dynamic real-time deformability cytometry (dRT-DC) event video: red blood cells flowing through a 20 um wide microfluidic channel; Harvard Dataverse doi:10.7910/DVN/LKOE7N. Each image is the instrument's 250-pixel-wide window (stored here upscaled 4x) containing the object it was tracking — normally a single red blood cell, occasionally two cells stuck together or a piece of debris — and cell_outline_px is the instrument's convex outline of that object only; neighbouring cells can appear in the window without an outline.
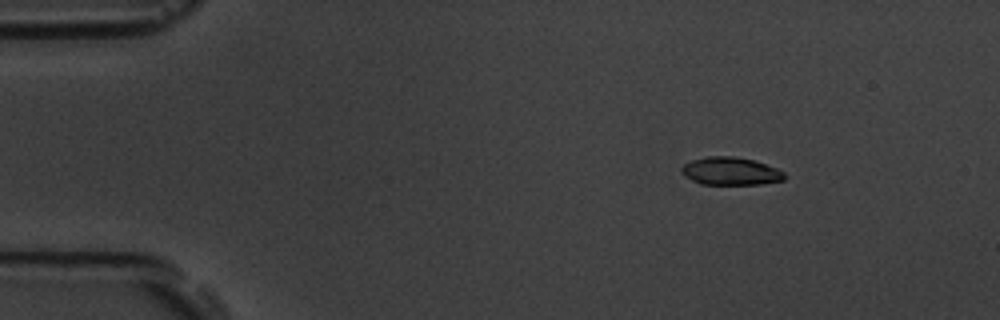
{"species": "common noctule bat (a hibernating species)", "species_latin": "Nyctalus noctula", "temperature_condition": "room temperature", "stored_images_in_passage": 3, "camera_frame_rate_fps": 3000, "um_per_image_px": 0.085, "animal": {"sex": "male", "body_mass_g": 19.5, "forearm_length_mm": 54.6}, "frame": {"image": 1, "passage_image": 1, "time_ms": 0.0, "image_size_px": [1000, 320], "cell_outline_px": [[784, 180], [760, 184], [700, 184], [684, 176], [680, 172], [680, 168], [684, 164], [692, 160], [708, 156], [732, 156], [752, 160], [776, 168], [784, 172]], "centroid_in_image_um": [62.05, 14.55], "position_along_channel_um": 22.9, "area_um2": 16.59}}
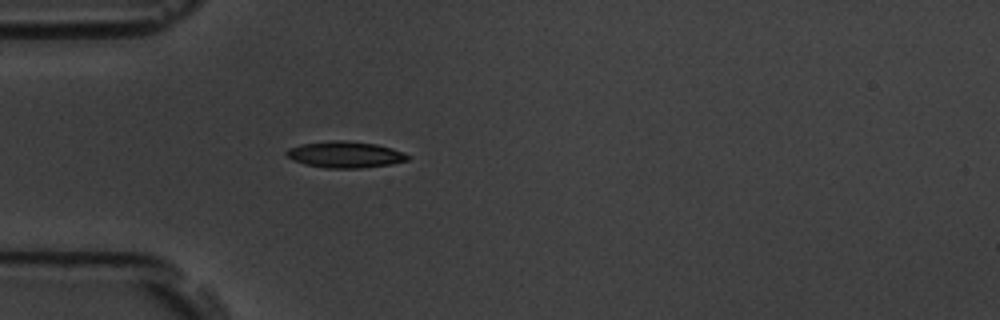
{"frame": {"image": 2, "passage_image": 3, "time_ms": 3.0, "image_size_px": [1000, 320], "cell_outline_px": [[412, 156], [408, 160], [392, 164], [360, 168], [324, 168], [304, 164], [292, 160], [284, 152], [288, 148], [300, 144], [332, 140], [344, 140], [376, 144], [392, 148], [404, 152]], "centroid_in_image_um": [29.34, 13.14], "position_along_channel_um": 55.7, "area_um2": 18.84}}